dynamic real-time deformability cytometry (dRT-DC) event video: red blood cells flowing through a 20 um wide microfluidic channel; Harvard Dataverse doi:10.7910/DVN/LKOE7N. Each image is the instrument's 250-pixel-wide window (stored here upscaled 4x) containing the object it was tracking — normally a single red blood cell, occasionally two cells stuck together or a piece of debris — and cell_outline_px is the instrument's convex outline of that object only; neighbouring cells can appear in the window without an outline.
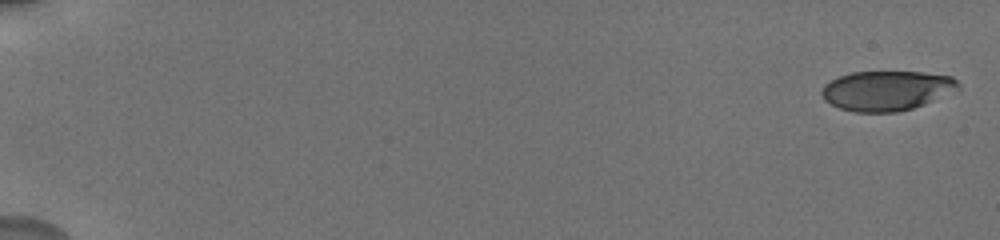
{"species": "human", "species_latin": "Homo sapiens", "temperature_condition": "cold", "stored_images_in_passage": 20, "camera_frame_rate_fps": 3000, "um_per_image_px": 0.085, "donor": {"sex": "male"}, "frame": {"image": 1, "passage_image": 1, "time_ms": 0.0, "image_size_px": [1000, 240], "cell_outline_px": [[960, 92], [912, 108], [896, 112], [856, 112], [840, 108], [824, 100], [820, 92], [824, 84], [840, 76], [852, 72], [920, 72], [952, 76], [960, 84]], "centroid_in_image_um": [75.43, 7.7], "position_along_channel_um": 9.6, "area_um2": 31.96}}
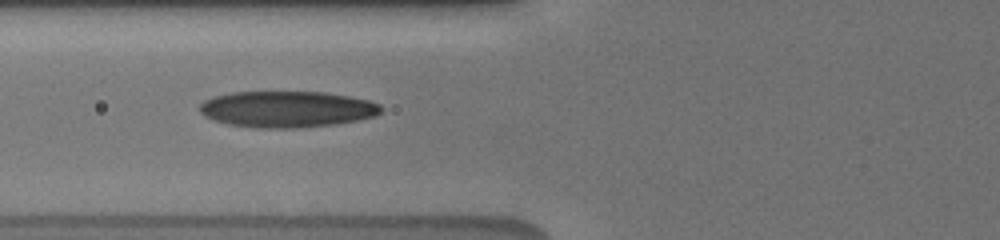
{"frame": {"image": 2, "passage_image": 14, "time_ms": 7.667, "image_size_px": [1000, 240], "cell_outline_px": [[384, 108], [376, 116], [356, 120], [332, 124], [292, 128], [260, 128], [228, 124], [212, 120], [204, 116], [200, 112], [200, 104], [204, 100], [212, 96], [232, 92], [324, 92], [348, 96], [368, 100], [380, 104]], "centroid_in_image_um": [24.36, 9.27], "position_along_channel_um": 101.4, "area_um2": 38.32}}
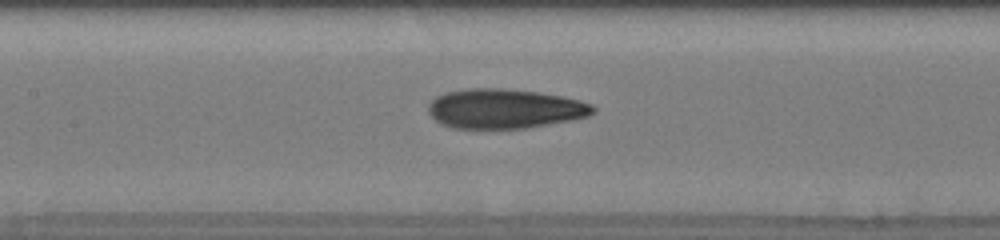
{"frame": {"image": 3, "passage_image": 19, "time_ms": 9.333, "image_size_px": [1000, 240], "cell_outline_px": [[596, 112], [588, 116], [572, 120], [524, 128], [452, 128], [440, 124], [428, 112], [428, 104], [436, 96], [444, 92], [468, 88], [504, 88], [540, 92], [564, 96], [580, 100], [592, 104], [596, 108]], "centroid_in_image_um": [42.91, 9.23], "position_along_channel_um": 164.5, "area_um2": 38.32}}